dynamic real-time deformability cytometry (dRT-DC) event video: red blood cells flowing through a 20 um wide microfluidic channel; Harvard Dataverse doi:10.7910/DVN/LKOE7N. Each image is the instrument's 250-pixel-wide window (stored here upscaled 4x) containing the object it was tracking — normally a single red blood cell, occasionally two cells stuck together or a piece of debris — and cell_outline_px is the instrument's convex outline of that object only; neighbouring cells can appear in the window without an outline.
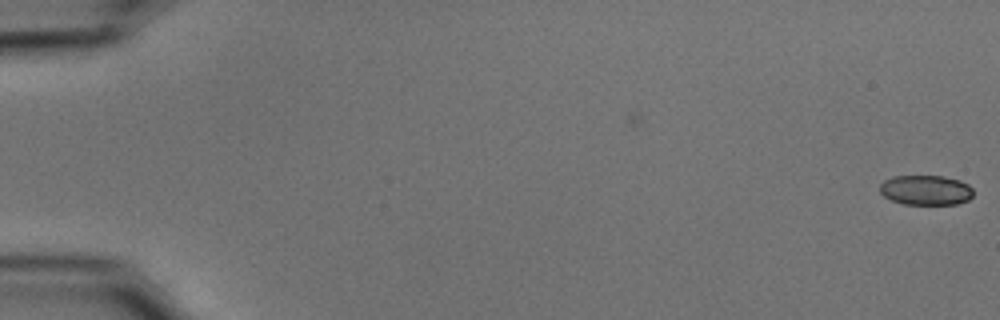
{"species": "common noctule bat (a hibernating species)", "species_latin": "Nyctalus noctula", "temperature_condition": "cold", "stored_images_in_passage": 4, "camera_frame_rate_fps": 3000, "um_per_image_px": 0.085, "animal": {"sex": "male", "body_mass_g": 15.6}, "frame": {"image": 1, "passage_image": 4, "time_ms": 1.0, "image_size_px": [1000, 320], "cell_outline_px": [[972, 196], [968, 200], [956, 204], [904, 204], [892, 200], [884, 196], [880, 192], [880, 184], [884, 180], [892, 176], [940, 176], [960, 180], [968, 184], [972, 188]], "centroid_in_image_um": [78.69, 16.15], "position_along_channel_um": 6.3, "area_um2": 16.24}}